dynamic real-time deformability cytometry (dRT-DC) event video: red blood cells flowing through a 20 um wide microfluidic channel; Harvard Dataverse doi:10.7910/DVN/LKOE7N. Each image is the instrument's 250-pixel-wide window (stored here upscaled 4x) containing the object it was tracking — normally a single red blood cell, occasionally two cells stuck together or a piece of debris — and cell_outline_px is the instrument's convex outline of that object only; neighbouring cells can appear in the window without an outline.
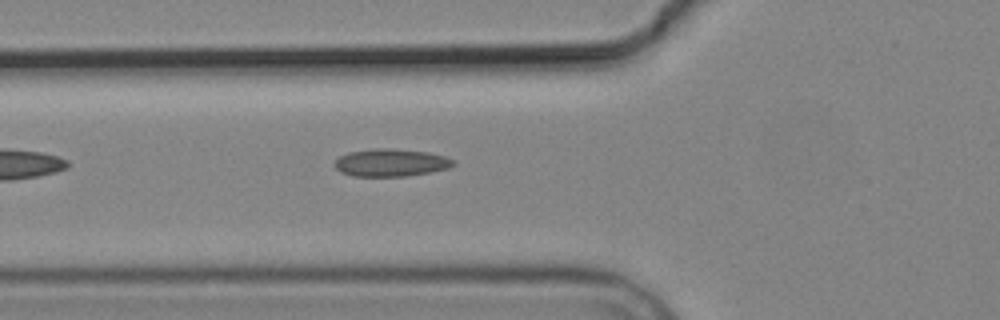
{"species": "common noctule bat (a hibernating species)", "species_latin": "Nyctalus noctula", "temperature_condition": "cold", "stored_images_in_passage": 4, "camera_frame_rate_fps": 3000, "um_per_image_px": 0.085, "animal": {"sex": "male", "body_mass_g": 19.2, "forearm_length_mm": 51.8}, "frame": {"image": 1, "passage_image": 4, "time_ms": 3.667, "image_size_px": [1000, 320], "cell_outline_px": [[456, 164], [448, 168], [432, 172], [404, 176], [352, 176], [340, 172], [332, 164], [340, 156], [348, 152], [372, 148], [388, 148], [428, 152], [444, 156], [456, 160]], "centroid_in_image_um": [33.22, 13.82], "position_along_channel_um": 92.6, "area_um2": 19.25}}